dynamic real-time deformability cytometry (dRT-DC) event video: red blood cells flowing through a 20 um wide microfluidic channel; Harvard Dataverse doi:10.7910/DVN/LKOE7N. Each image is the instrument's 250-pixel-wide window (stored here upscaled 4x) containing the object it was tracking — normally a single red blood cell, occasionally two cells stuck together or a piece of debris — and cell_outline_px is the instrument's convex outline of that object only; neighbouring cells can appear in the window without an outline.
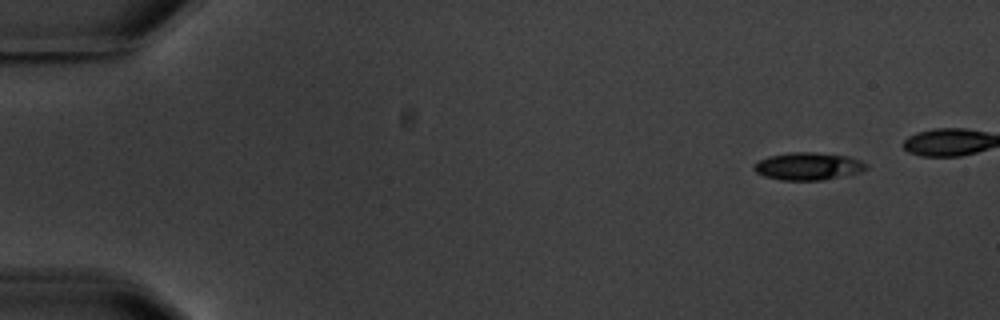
{"species": "common noctule bat (a hibernating species)", "species_latin": "Nyctalus noctula", "temperature_condition": "warm", "stored_images_in_passage": 11, "camera_frame_rate_fps": 3000, "um_per_image_px": 0.085, "animal": {"sex": "male", "body_mass_g": 20.1, "forearm_length_mm": 53.5}, "frame": {"image": 1, "passage_image": 1, "time_ms": 0.0, "image_size_px": [1000, 320], "cell_outline_px": [[868, 168], [860, 172], [824, 180], [780, 180], [764, 176], [756, 172], [752, 168], [756, 160], [768, 156], [788, 152], [812, 152], [848, 156], [860, 160], [868, 164]], "centroid_in_image_um": [68.66, 14.12], "position_along_channel_um": 16.3, "area_um2": 18.21}}